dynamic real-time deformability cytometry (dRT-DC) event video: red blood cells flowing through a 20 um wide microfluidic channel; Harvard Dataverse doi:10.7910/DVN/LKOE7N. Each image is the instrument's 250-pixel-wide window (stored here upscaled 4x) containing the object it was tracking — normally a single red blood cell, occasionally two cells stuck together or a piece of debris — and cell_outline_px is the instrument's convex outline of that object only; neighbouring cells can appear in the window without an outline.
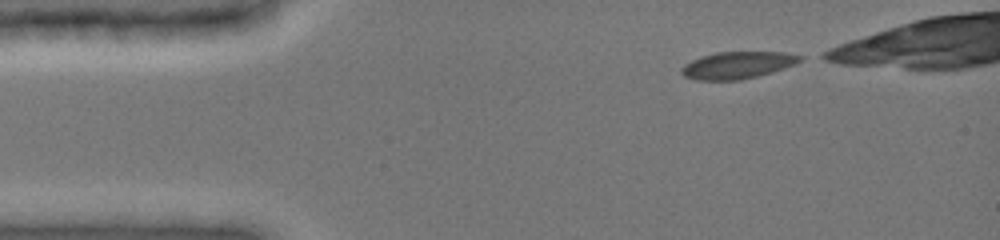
{"species": "common noctule bat (a hibernating species)", "species_latin": "Nyctalus noctula", "temperature_condition": "cold", "stored_images_in_passage": 10, "camera_frame_rate_fps": 3000, "um_per_image_px": 0.085, "animal": {"sex": "female", "body_mass_g": 19.0, "forearm_length_mm": 51.5}, "frame": {"image": 1, "passage_image": 1, "time_ms": 0.0, "image_size_px": [1000, 240], "cell_outline_px": [[804, 56], [796, 64], [772, 72], [740, 80], [696, 80], [684, 76], [680, 72], [680, 68], [684, 64], [700, 56], [716, 52], [784, 52]], "centroid_in_image_um": [62.66, 5.53], "position_along_channel_um": 22.3, "area_um2": 18.73}}
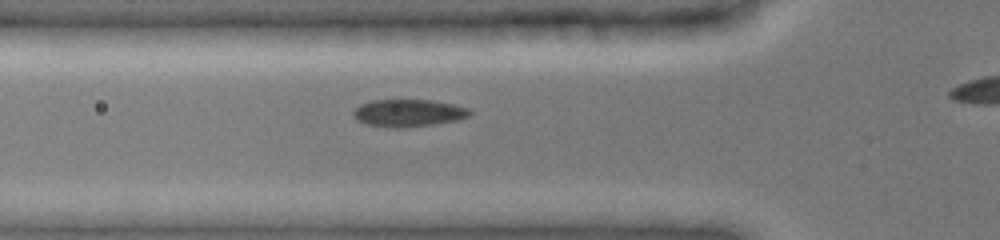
{"frame": {"image": 2, "passage_image": 7, "time_ms": 2.0, "image_size_px": [1000, 240], "cell_outline_px": [[472, 116], [456, 120], [432, 124], [400, 128], [368, 124], [356, 120], [352, 116], [352, 112], [360, 104], [372, 100], [432, 100], [472, 108]], "centroid_in_image_um": [34.74, 9.59], "position_along_channel_um": 91.1, "area_um2": 18.55}}
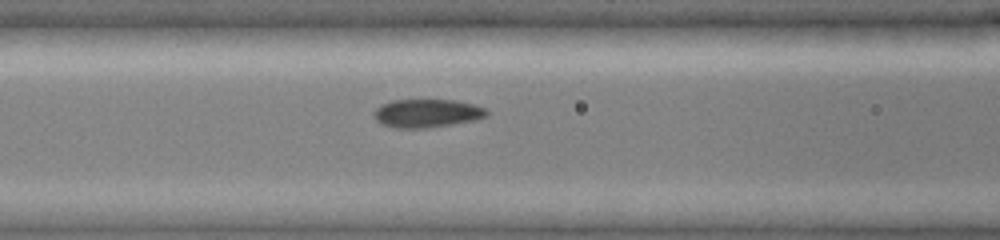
{"frame": {"image": 3, "passage_image": 9, "time_ms": 2.667, "image_size_px": [1000, 240], "cell_outline_px": [[488, 116], [476, 120], [428, 128], [396, 128], [384, 124], [376, 120], [372, 112], [380, 104], [392, 100], [456, 100], [488, 108]], "centroid_in_image_um": [36.31, 9.62], "position_along_channel_um": 130.3, "area_um2": 18.79}}